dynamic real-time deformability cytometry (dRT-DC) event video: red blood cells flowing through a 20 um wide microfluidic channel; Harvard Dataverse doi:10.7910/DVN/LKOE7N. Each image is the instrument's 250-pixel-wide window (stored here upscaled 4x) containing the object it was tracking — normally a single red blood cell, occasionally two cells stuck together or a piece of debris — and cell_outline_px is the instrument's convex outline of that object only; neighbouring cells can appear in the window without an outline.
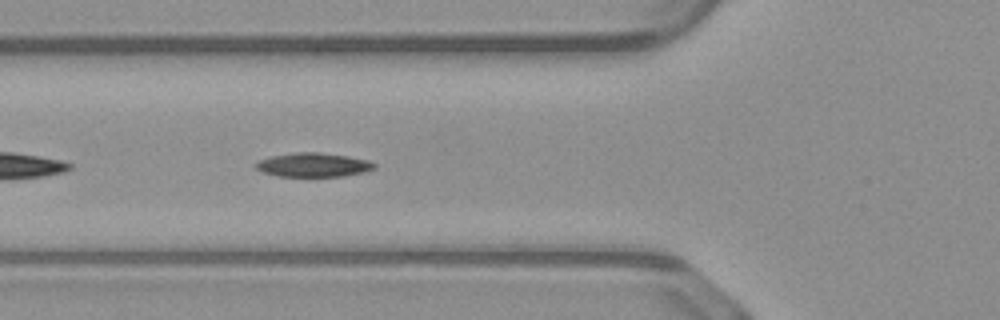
{"species": "common noctule bat (a hibernating species)", "species_latin": "Nyctalus noctula", "temperature_condition": "warm", "stored_images_in_passage": 36, "camera_frame_rate_fps": 3000, "um_per_image_px": 0.085, "animal": {"sex": "male", "body_mass_g": 23.1, "forearm_length_mm": 52.7}, "frame": {"image": 1, "passage_image": 5, "time_ms": 1.333, "image_size_px": [1000, 320], "cell_outline_px": [[376, 168], [364, 172], [344, 176], [276, 176], [264, 172], [256, 168], [252, 164], [268, 156], [296, 152], [320, 152], [348, 156], [368, 160], [376, 164]], "centroid_in_image_um": [26.62, 14.01], "position_along_channel_um": 99.2, "area_um2": 16.7}}
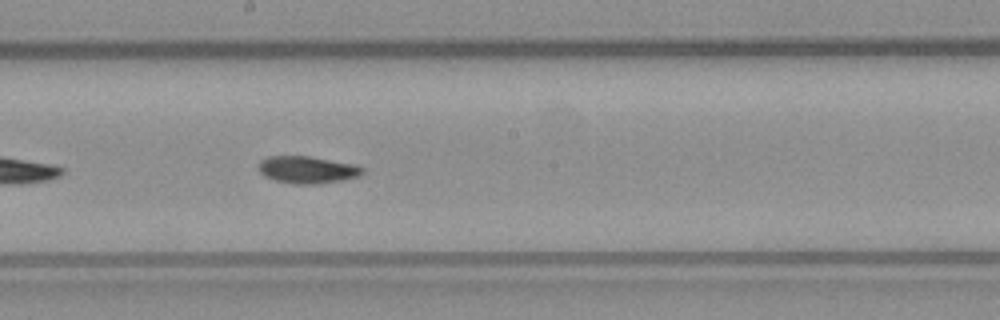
{"frame": {"image": 2, "passage_image": 14, "time_ms": 4.333, "image_size_px": [1000, 320], "cell_outline_px": [[364, 172], [360, 176], [344, 180], [316, 184], [296, 184], [276, 180], [264, 176], [256, 168], [260, 160], [268, 156], [308, 156], [356, 164], [364, 168]], "centroid_in_image_um": [26.13, 14.42], "position_along_channel_um": 222.1, "area_um2": 16.65}}
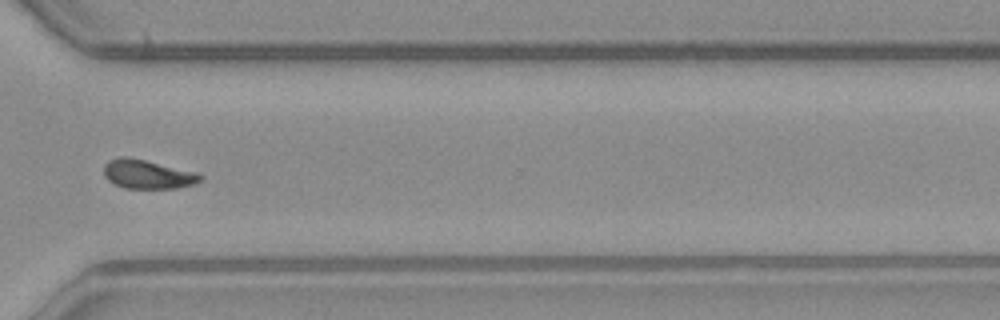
{"frame": {"image": 3, "passage_image": 24, "time_ms": 7.667, "image_size_px": [1000, 320], "cell_outline_px": [[204, 176], [200, 180], [192, 184], [176, 188], [124, 188], [108, 180], [104, 176], [104, 164], [108, 160], [120, 156], [128, 156], [196, 172]], "centroid_in_image_um": [12.5, 14.8], "position_along_channel_um": 358.1, "area_um2": 16.18}}